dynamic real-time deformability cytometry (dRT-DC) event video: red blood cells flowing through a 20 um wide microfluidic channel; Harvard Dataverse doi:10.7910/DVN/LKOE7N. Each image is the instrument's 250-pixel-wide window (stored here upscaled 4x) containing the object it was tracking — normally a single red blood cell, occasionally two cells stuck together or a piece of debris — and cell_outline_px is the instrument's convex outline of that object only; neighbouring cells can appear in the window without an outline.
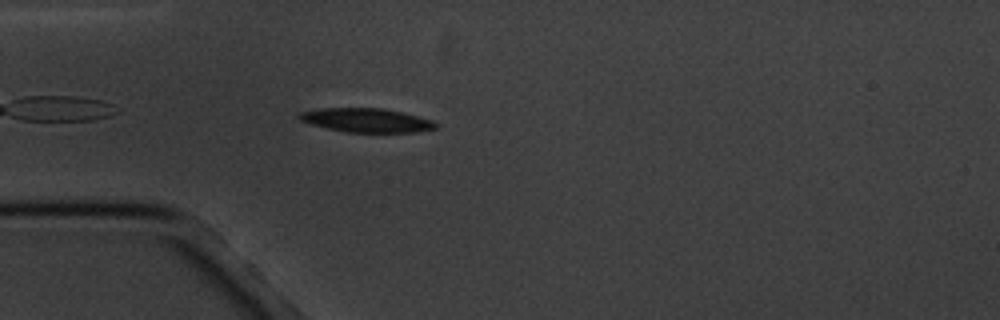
{"species": "common noctule bat (a hibernating species)", "species_latin": "Nyctalus noctula", "temperature_condition": "cold", "stored_images_in_passage": 1, "camera_frame_rate_fps": 3000, "um_per_image_px": 0.085, "animal": {"sex": "male", "body_mass_g": 20.1, "forearm_length_mm": 53.5}, "frame": {"image": 1, "passage_image": 1, "time_ms": 0.0, "image_size_px": [1000, 320], "cell_outline_px": [[440, 124], [436, 128], [416, 132], [348, 132], [328, 128], [312, 124], [300, 120], [296, 116], [300, 112], [320, 108], [384, 108], [432, 120]], "centroid_in_image_um": [31.15, 10.22], "position_along_channel_um": 53.9, "area_um2": 18.9}}